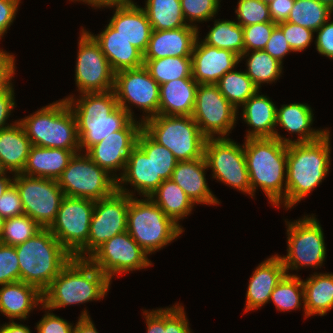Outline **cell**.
Returning a JSON list of instances; mask_svg holds the SVG:
<instances>
[{
	"label": "cell",
	"mask_w": 333,
	"mask_h": 333,
	"mask_svg": "<svg viewBox=\"0 0 333 333\" xmlns=\"http://www.w3.org/2000/svg\"><path fill=\"white\" fill-rule=\"evenodd\" d=\"M65 99L76 118L80 151H87L132 120L128 112L118 106L114 90L82 93L77 100L73 95Z\"/></svg>",
	"instance_id": "1"
},
{
	"label": "cell",
	"mask_w": 333,
	"mask_h": 333,
	"mask_svg": "<svg viewBox=\"0 0 333 333\" xmlns=\"http://www.w3.org/2000/svg\"><path fill=\"white\" fill-rule=\"evenodd\" d=\"M244 153L251 197L260 187L271 204L286 208L287 144L275 137L249 138L245 139Z\"/></svg>",
	"instance_id": "2"
},
{
	"label": "cell",
	"mask_w": 333,
	"mask_h": 333,
	"mask_svg": "<svg viewBox=\"0 0 333 333\" xmlns=\"http://www.w3.org/2000/svg\"><path fill=\"white\" fill-rule=\"evenodd\" d=\"M330 131L319 140L287 145L286 209L311 193L328 175Z\"/></svg>",
	"instance_id": "3"
},
{
	"label": "cell",
	"mask_w": 333,
	"mask_h": 333,
	"mask_svg": "<svg viewBox=\"0 0 333 333\" xmlns=\"http://www.w3.org/2000/svg\"><path fill=\"white\" fill-rule=\"evenodd\" d=\"M111 281L88 259L73 257L43 292V305L51 311L104 299Z\"/></svg>",
	"instance_id": "4"
},
{
	"label": "cell",
	"mask_w": 333,
	"mask_h": 333,
	"mask_svg": "<svg viewBox=\"0 0 333 333\" xmlns=\"http://www.w3.org/2000/svg\"><path fill=\"white\" fill-rule=\"evenodd\" d=\"M15 248L20 281L37 287L42 293L73 258L48 228H42Z\"/></svg>",
	"instance_id": "5"
},
{
	"label": "cell",
	"mask_w": 333,
	"mask_h": 333,
	"mask_svg": "<svg viewBox=\"0 0 333 333\" xmlns=\"http://www.w3.org/2000/svg\"><path fill=\"white\" fill-rule=\"evenodd\" d=\"M18 122L34 146L80 150L76 118L66 99L46 105Z\"/></svg>",
	"instance_id": "6"
},
{
	"label": "cell",
	"mask_w": 333,
	"mask_h": 333,
	"mask_svg": "<svg viewBox=\"0 0 333 333\" xmlns=\"http://www.w3.org/2000/svg\"><path fill=\"white\" fill-rule=\"evenodd\" d=\"M127 232L150 255L177 239L184 229L149 197L137 199L132 196L127 212Z\"/></svg>",
	"instance_id": "7"
},
{
	"label": "cell",
	"mask_w": 333,
	"mask_h": 333,
	"mask_svg": "<svg viewBox=\"0 0 333 333\" xmlns=\"http://www.w3.org/2000/svg\"><path fill=\"white\" fill-rule=\"evenodd\" d=\"M142 129L158 144L168 148L177 161L204 156L206 137L192 116L156 115L142 123Z\"/></svg>",
	"instance_id": "8"
},
{
	"label": "cell",
	"mask_w": 333,
	"mask_h": 333,
	"mask_svg": "<svg viewBox=\"0 0 333 333\" xmlns=\"http://www.w3.org/2000/svg\"><path fill=\"white\" fill-rule=\"evenodd\" d=\"M95 201L65 196L55 220L48 227L75 258L87 259V241Z\"/></svg>",
	"instance_id": "9"
},
{
	"label": "cell",
	"mask_w": 333,
	"mask_h": 333,
	"mask_svg": "<svg viewBox=\"0 0 333 333\" xmlns=\"http://www.w3.org/2000/svg\"><path fill=\"white\" fill-rule=\"evenodd\" d=\"M64 195L98 201L117 189V181L86 153H75L57 179Z\"/></svg>",
	"instance_id": "10"
},
{
	"label": "cell",
	"mask_w": 333,
	"mask_h": 333,
	"mask_svg": "<svg viewBox=\"0 0 333 333\" xmlns=\"http://www.w3.org/2000/svg\"><path fill=\"white\" fill-rule=\"evenodd\" d=\"M287 255L281 258L287 275L289 270H297L304 266L322 267L326 259V247L323 229L315 216H304L293 222L286 221Z\"/></svg>",
	"instance_id": "11"
},
{
	"label": "cell",
	"mask_w": 333,
	"mask_h": 333,
	"mask_svg": "<svg viewBox=\"0 0 333 333\" xmlns=\"http://www.w3.org/2000/svg\"><path fill=\"white\" fill-rule=\"evenodd\" d=\"M204 157L212 177L251 195L249 173L246 166L244 144L240 146L230 138H207Z\"/></svg>",
	"instance_id": "12"
},
{
	"label": "cell",
	"mask_w": 333,
	"mask_h": 333,
	"mask_svg": "<svg viewBox=\"0 0 333 333\" xmlns=\"http://www.w3.org/2000/svg\"><path fill=\"white\" fill-rule=\"evenodd\" d=\"M13 184L19 191L24 214L41 227L48 228L65 197L58 181L49 178L31 177L22 173L12 174Z\"/></svg>",
	"instance_id": "13"
},
{
	"label": "cell",
	"mask_w": 333,
	"mask_h": 333,
	"mask_svg": "<svg viewBox=\"0 0 333 333\" xmlns=\"http://www.w3.org/2000/svg\"><path fill=\"white\" fill-rule=\"evenodd\" d=\"M159 89L160 85L151 77L144 66L124 69L115 73L113 90L118 106L127 111L132 119H135L130 106L137 105L146 114L140 119L141 123L158 115Z\"/></svg>",
	"instance_id": "14"
},
{
	"label": "cell",
	"mask_w": 333,
	"mask_h": 333,
	"mask_svg": "<svg viewBox=\"0 0 333 333\" xmlns=\"http://www.w3.org/2000/svg\"><path fill=\"white\" fill-rule=\"evenodd\" d=\"M237 114L238 110L216 84L198 85L191 116L206 138H227L238 119Z\"/></svg>",
	"instance_id": "15"
},
{
	"label": "cell",
	"mask_w": 333,
	"mask_h": 333,
	"mask_svg": "<svg viewBox=\"0 0 333 333\" xmlns=\"http://www.w3.org/2000/svg\"><path fill=\"white\" fill-rule=\"evenodd\" d=\"M78 40L75 83L79 93L113 90L115 72L94 38L83 29Z\"/></svg>",
	"instance_id": "16"
},
{
	"label": "cell",
	"mask_w": 333,
	"mask_h": 333,
	"mask_svg": "<svg viewBox=\"0 0 333 333\" xmlns=\"http://www.w3.org/2000/svg\"><path fill=\"white\" fill-rule=\"evenodd\" d=\"M111 281L116 274L152 266L148 254L127 231L115 235L98 247L88 258Z\"/></svg>",
	"instance_id": "17"
},
{
	"label": "cell",
	"mask_w": 333,
	"mask_h": 333,
	"mask_svg": "<svg viewBox=\"0 0 333 333\" xmlns=\"http://www.w3.org/2000/svg\"><path fill=\"white\" fill-rule=\"evenodd\" d=\"M132 196L117 189L95 201L87 241V258L103 243L127 231V212Z\"/></svg>",
	"instance_id": "18"
},
{
	"label": "cell",
	"mask_w": 333,
	"mask_h": 333,
	"mask_svg": "<svg viewBox=\"0 0 333 333\" xmlns=\"http://www.w3.org/2000/svg\"><path fill=\"white\" fill-rule=\"evenodd\" d=\"M141 130V121L132 119L122 130L112 132L85 153L117 181L119 176L115 172H124L129 154L136 146Z\"/></svg>",
	"instance_id": "19"
},
{
	"label": "cell",
	"mask_w": 333,
	"mask_h": 333,
	"mask_svg": "<svg viewBox=\"0 0 333 333\" xmlns=\"http://www.w3.org/2000/svg\"><path fill=\"white\" fill-rule=\"evenodd\" d=\"M197 37L192 55V78L198 84H216L227 72L234 70L240 57L230 50L219 49L205 44Z\"/></svg>",
	"instance_id": "20"
},
{
	"label": "cell",
	"mask_w": 333,
	"mask_h": 333,
	"mask_svg": "<svg viewBox=\"0 0 333 333\" xmlns=\"http://www.w3.org/2000/svg\"><path fill=\"white\" fill-rule=\"evenodd\" d=\"M114 7H116L115 13L109 24L144 54L152 33V26L144 9L132 0L110 6Z\"/></svg>",
	"instance_id": "21"
},
{
	"label": "cell",
	"mask_w": 333,
	"mask_h": 333,
	"mask_svg": "<svg viewBox=\"0 0 333 333\" xmlns=\"http://www.w3.org/2000/svg\"><path fill=\"white\" fill-rule=\"evenodd\" d=\"M199 27L187 25L173 30H152L144 59L191 57Z\"/></svg>",
	"instance_id": "22"
},
{
	"label": "cell",
	"mask_w": 333,
	"mask_h": 333,
	"mask_svg": "<svg viewBox=\"0 0 333 333\" xmlns=\"http://www.w3.org/2000/svg\"><path fill=\"white\" fill-rule=\"evenodd\" d=\"M258 90L242 105V119L252 130L245 139L277 138L284 144H292L293 140L281 136L276 127V105L266 95H260Z\"/></svg>",
	"instance_id": "23"
},
{
	"label": "cell",
	"mask_w": 333,
	"mask_h": 333,
	"mask_svg": "<svg viewBox=\"0 0 333 333\" xmlns=\"http://www.w3.org/2000/svg\"><path fill=\"white\" fill-rule=\"evenodd\" d=\"M285 275V267L278 254L261 262L249 280L244 311L256 310L268 303L274 288Z\"/></svg>",
	"instance_id": "24"
},
{
	"label": "cell",
	"mask_w": 333,
	"mask_h": 333,
	"mask_svg": "<svg viewBox=\"0 0 333 333\" xmlns=\"http://www.w3.org/2000/svg\"><path fill=\"white\" fill-rule=\"evenodd\" d=\"M209 169L205 157L178 161L171 179L184 190L194 204L217 205L219 200L207 185L205 170Z\"/></svg>",
	"instance_id": "25"
},
{
	"label": "cell",
	"mask_w": 333,
	"mask_h": 333,
	"mask_svg": "<svg viewBox=\"0 0 333 333\" xmlns=\"http://www.w3.org/2000/svg\"><path fill=\"white\" fill-rule=\"evenodd\" d=\"M87 32L99 44L115 73L120 70L143 66L144 54L119 35L118 31L110 24L106 25L105 29L97 36L89 31Z\"/></svg>",
	"instance_id": "26"
},
{
	"label": "cell",
	"mask_w": 333,
	"mask_h": 333,
	"mask_svg": "<svg viewBox=\"0 0 333 333\" xmlns=\"http://www.w3.org/2000/svg\"><path fill=\"white\" fill-rule=\"evenodd\" d=\"M119 175L118 191L134 196L133 191L131 192L126 189V186H123L129 183L139 195H143V198L150 197L163 182V180H154L153 162L137 145L129 154L124 172Z\"/></svg>",
	"instance_id": "27"
},
{
	"label": "cell",
	"mask_w": 333,
	"mask_h": 333,
	"mask_svg": "<svg viewBox=\"0 0 333 333\" xmlns=\"http://www.w3.org/2000/svg\"><path fill=\"white\" fill-rule=\"evenodd\" d=\"M0 312L14 321L26 320L38 304H43V293L23 281L0 285Z\"/></svg>",
	"instance_id": "28"
},
{
	"label": "cell",
	"mask_w": 333,
	"mask_h": 333,
	"mask_svg": "<svg viewBox=\"0 0 333 333\" xmlns=\"http://www.w3.org/2000/svg\"><path fill=\"white\" fill-rule=\"evenodd\" d=\"M198 83L193 78H180L160 85L159 115L191 116Z\"/></svg>",
	"instance_id": "29"
},
{
	"label": "cell",
	"mask_w": 333,
	"mask_h": 333,
	"mask_svg": "<svg viewBox=\"0 0 333 333\" xmlns=\"http://www.w3.org/2000/svg\"><path fill=\"white\" fill-rule=\"evenodd\" d=\"M80 150L47 148L32 145L22 174L57 180L71 158Z\"/></svg>",
	"instance_id": "30"
},
{
	"label": "cell",
	"mask_w": 333,
	"mask_h": 333,
	"mask_svg": "<svg viewBox=\"0 0 333 333\" xmlns=\"http://www.w3.org/2000/svg\"><path fill=\"white\" fill-rule=\"evenodd\" d=\"M276 108V127L281 126L289 133H297L299 136L293 143H308L319 140L329 130H315L313 123V111L308 104L292 103Z\"/></svg>",
	"instance_id": "31"
},
{
	"label": "cell",
	"mask_w": 333,
	"mask_h": 333,
	"mask_svg": "<svg viewBox=\"0 0 333 333\" xmlns=\"http://www.w3.org/2000/svg\"><path fill=\"white\" fill-rule=\"evenodd\" d=\"M31 146V141L19 122L0 130V160L7 171L22 173Z\"/></svg>",
	"instance_id": "32"
},
{
	"label": "cell",
	"mask_w": 333,
	"mask_h": 333,
	"mask_svg": "<svg viewBox=\"0 0 333 333\" xmlns=\"http://www.w3.org/2000/svg\"><path fill=\"white\" fill-rule=\"evenodd\" d=\"M305 317L324 316L333 308V274L314 273L303 281Z\"/></svg>",
	"instance_id": "33"
},
{
	"label": "cell",
	"mask_w": 333,
	"mask_h": 333,
	"mask_svg": "<svg viewBox=\"0 0 333 333\" xmlns=\"http://www.w3.org/2000/svg\"><path fill=\"white\" fill-rule=\"evenodd\" d=\"M149 198L181 228L179 220L187 217L195 205L172 179L164 180Z\"/></svg>",
	"instance_id": "34"
},
{
	"label": "cell",
	"mask_w": 333,
	"mask_h": 333,
	"mask_svg": "<svg viewBox=\"0 0 333 333\" xmlns=\"http://www.w3.org/2000/svg\"><path fill=\"white\" fill-rule=\"evenodd\" d=\"M147 333H191L184 307L175 304L167 308L145 310Z\"/></svg>",
	"instance_id": "35"
},
{
	"label": "cell",
	"mask_w": 333,
	"mask_h": 333,
	"mask_svg": "<svg viewBox=\"0 0 333 333\" xmlns=\"http://www.w3.org/2000/svg\"><path fill=\"white\" fill-rule=\"evenodd\" d=\"M144 11L152 30H173L189 24L186 23L180 0H147Z\"/></svg>",
	"instance_id": "36"
},
{
	"label": "cell",
	"mask_w": 333,
	"mask_h": 333,
	"mask_svg": "<svg viewBox=\"0 0 333 333\" xmlns=\"http://www.w3.org/2000/svg\"><path fill=\"white\" fill-rule=\"evenodd\" d=\"M250 52V53H249ZM244 52L240 56V61L246 56V74L254 85L260 90L262 83H272L277 81L282 74V63L273 58L264 50H254ZM250 55V56H249Z\"/></svg>",
	"instance_id": "37"
},
{
	"label": "cell",
	"mask_w": 333,
	"mask_h": 333,
	"mask_svg": "<svg viewBox=\"0 0 333 333\" xmlns=\"http://www.w3.org/2000/svg\"><path fill=\"white\" fill-rule=\"evenodd\" d=\"M202 41L212 47L230 50L239 57L244 53L243 27L236 21L215 20Z\"/></svg>",
	"instance_id": "38"
},
{
	"label": "cell",
	"mask_w": 333,
	"mask_h": 333,
	"mask_svg": "<svg viewBox=\"0 0 333 333\" xmlns=\"http://www.w3.org/2000/svg\"><path fill=\"white\" fill-rule=\"evenodd\" d=\"M143 66L159 85L175 79L192 78L191 57L144 59Z\"/></svg>",
	"instance_id": "39"
},
{
	"label": "cell",
	"mask_w": 333,
	"mask_h": 333,
	"mask_svg": "<svg viewBox=\"0 0 333 333\" xmlns=\"http://www.w3.org/2000/svg\"><path fill=\"white\" fill-rule=\"evenodd\" d=\"M136 145L148 158H151L154 166V180L171 179L178 161L168 148L154 141L143 129L138 135Z\"/></svg>",
	"instance_id": "40"
},
{
	"label": "cell",
	"mask_w": 333,
	"mask_h": 333,
	"mask_svg": "<svg viewBox=\"0 0 333 333\" xmlns=\"http://www.w3.org/2000/svg\"><path fill=\"white\" fill-rule=\"evenodd\" d=\"M333 9L318 0H295L287 22L294 23L316 32L328 19Z\"/></svg>",
	"instance_id": "41"
},
{
	"label": "cell",
	"mask_w": 333,
	"mask_h": 333,
	"mask_svg": "<svg viewBox=\"0 0 333 333\" xmlns=\"http://www.w3.org/2000/svg\"><path fill=\"white\" fill-rule=\"evenodd\" d=\"M221 94L238 110L259 89L246 72L232 70L216 83Z\"/></svg>",
	"instance_id": "42"
},
{
	"label": "cell",
	"mask_w": 333,
	"mask_h": 333,
	"mask_svg": "<svg viewBox=\"0 0 333 333\" xmlns=\"http://www.w3.org/2000/svg\"><path fill=\"white\" fill-rule=\"evenodd\" d=\"M269 301L283 312L298 309L303 303L305 313L303 280L297 275L286 274L274 288Z\"/></svg>",
	"instance_id": "43"
},
{
	"label": "cell",
	"mask_w": 333,
	"mask_h": 333,
	"mask_svg": "<svg viewBox=\"0 0 333 333\" xmlns=\"http://www.w3.org/2000/svg\"><path fill=\"white\" fill-rule=\"evenodd\" d=\"M42 228L43 227L26 214L7 218L4 221L0 243L9 246H17L30 239Z\"/></svg>",
	"instance_id": "44"
},
{
	"label": "cell",
	"mask_w": 333,
	"mask_h": 333,
	"mask_svg": "<svg viewBox=\"0 0 333 333\" xmlns=\"http://www.w3.org/2000/svg\"><path fill=\"white\" fill-rule=\"evenodd\" d=\"M186 23L197 27L194 22L210 21L219 10L220 0H180Z\"/></svg>",
	"instance_id": "45"
},
{
	"label": "cell",
	"mask_w": 333,
	"mask_h": 333,
	"mask_svg": "<svg viewBox=\"0 0 333 333\" xmlns=\"http://www.w3.org/2000/svg\"><path fill=\"white\" fill-rule=\"evenodd\" d=\"M237 14V23L242 27L253 24L272 22L269 13V6L261 0H239Z\"/></svg>",
	"instance_id": "46"
},
{
	"label": "cell",
	"mask_w": 333,
	"mask_h": 333,
	"mask_svg": "<svg viewBox=\"0 0 333 333\" xmlns=\"http://www.w3.org/2000/svg\"><path fill=\"white\" fill-rule=\"evenodd\" d=\"M276 26L274 22L243 26L244 52L263 50Z\"/></svg>",
	"instance_id": "47"
},
{
	"label": "cell",
	"mask_w": 333,
	"mask_h": 333,
	"mask_svg": "<svg viewBox=\"0 0 333 333\" xmlns=\"http://www.w3.org/2000/svg\"><path fill=\"white\" fill-rule=\"evenodd\" d=\"M20 281V268L15 246L0 243V285Z\"/></svg>",
	"instance_id": "48"
},
{
	"label": "cell",
	"mask_w": 333,
	"mask_h": 333,
	"mask_svg": "<svg viewBox=\"0 0 333 333\" xmlns=\"http://www.w3.org/2000/svg\"><path fill=\"white\" fill-rule=\"evenodd\" d=\"M277 26L283 31L293 52H300L306 49L312 42L314 31L287 21L278 23Z\"/></svg>",
	"instance_id": "49"
},
{
	"label": "cell",
	"mask_w": 333,
	"mask_h": 333,
	"mask_svg": "<svg viewBox=\"0 0 333 333\" xmlns=\"http://www.w3.org/2000/svg\"><path fill=\"white\" fill-rule=\"evenodd\" d=\"M24 214L21 197L18 189L12 184L0 197V215L12 218Z\"/></svg>",
	"instance_id": "50"
},
{
	"label": "cell",
	"mask_w": 333,
	"mask_h": 333,
	"mask_svg": "<svg viewBox=\"0 0 333 333\" xmlns=\"http://www.w3.org/2000/svg\"><path fill=\"white\" fill-rule=\"evenodd\" d=\"M48 312L42 317L37 323V333H73V325L59 316L49 312V308H46L43 304L41 305Z\"/></svg>",
	"instance_id": "51"
},
{
	"label": "cell",
	"mask_w": 333,
	"mask_h": 333,
	"mask_svg": "<svg viewBox=\"0 0 333 333\" xmlns=\"http://www.w3.org/2000/svg\"><path fill=\"white\" fill-rule=\"evenodd\" d=\"M263 50L281 63H283L282 59L288 53L293 52L288 41L285 39L283 31L278 26L273 29L271 37Z\"/></svg>",
	"instance_id": "52"
},
{
	"label": "cell",
	"mask_w": 333,
	"mask_h": 333,
	"mask_svg": "<svg viewBox=\"0 0 333 333\" xmlns=\"http://www.w3.org/2000/svg\"><path fill=\"white\" fill-rule=\"evenodd\" d=\"M328 19L317 31L315 41L316 50L319 54L333 59V21Z\"/></svg>",
	"instance_id": "53"
},
{
	"label": "cell",
	"mask_w": 333,
	"mask_h": 333,
	"mask_svg": "<svg viewBox=\"0 0 333 333\" xmlns=\"http://www.w3.org/2000/svg\"><path fill=\"white\" fill-rule=\"evenodd\" d=\"M15 57L14 55L0 50V92L10 88L13 75L15 74Z\"/></svg>",
	"instance_id": "54"
},
{
	"label": "cell",
	"mask_w": 333,
	"mask_h": 333,
	"mask_svg": "<svg viewBox=\"0 0 333 333\" xmlns=\"http://www.w3.org/2000/svg\"><path fill=\"white\" fill-rule=\"evenodd\" d=\"M20 0H0V40L13 23Z\"/></svg>",
	"instance_id": "55"
},
{
	"label": "cell",
	"mask_w": 333,
	"mask_h": 333,
	"mask_svg": "<svg viewBox=\"0 0 333 333\" xmlns=\"http://www.w3.org/2000/svg\"><path fill=\"white\" fill-rule=\"evenodd\" d=\"M15 106L14 88L12 85L10 88L0 92V130L6 129L18 122L15 120L12 124L6 123Z\"/></svg>",
	"instance_id": "56"
},
{
	"label": "cell",
	"mask_w": 333,
	"mask_h": 333,
	"mask_svg": "<svg viewBox=\"0 0 333 333\" xmlns=\"http://www.w3.org/2000/svg\"><path fill=\"white\" fill-rule=\"evenodd\" d=\"M295 0H275L268 4L272 22L278 24L287 21Z\"/></svg>",
	"instance_id": "57"
},
{
	"label": "cell",
	"mask_w": 333,
	"mask_h": 333,
	"mask_svg": "<svg viewBox=\"0 0 333 333\" xmlns=\"http://www.w3.org/2000/svg\"><path fill=\"white\" fill-rule=\"evenodd\" d=\"M87 312V310L82 311L73 333H99Z\"/></svg>",
	"instance_id": "58"
},
{
	"label": "cell",
	"mask_w": 333,
	"mask_h": 333,
	"mask_svg": "<svg viewBox=\"0 0 333 333\" xmlns=\"http://www.w3.org/2000/svg\"><path fill=\"white\" fill-rule=\"evenodd\" d=\"M0 333H31L28 326L11 321L0 326Z\"/></svg>",
	"instance_id": "59"
},
{
	"label": "cell",
	"mask_w": 333,
	"mask_h": 333,
	"mask_svg": "<svg viewBox=\"0 0 333 333\" xmlns=\"http://www.w3.org/2000/svg\"><path fill=\"white\" fill-rule=\"evenodd\" d=\"M74 1V0H71ZM75 1H82L85 4L87 3L89 6H93L96 8H101V7H105L108 8L110 6H115L117 4H121L123 2H125L126 0H75Z\"/></svg>",
	"instance_id": "60"
},
{
	"label": "cell",
	"mask_w": 333,
	"mask_h": 333,
	"mask_svg": "<svg viewBox=\"0 0 333 333\" xmlns=\"http://www.w3.org/2000/svg\"><path fill=\"white\" fill-rule=\"evenodd\" d=\"M14 178L7 177L6 174L0 176V197L13 184Z\"/></svg>",
	"instance_id": "61"
},
{
	"label": "cell",
	"mask_w": 333,
	"mask_h": 333,
	"mask_svg": "<svg viewBox=\"0 0 333 333\" xmlns=\"http://www.w3.org/2000/svg\"><path fill=\"white\" fill-rule=\"evenodd\" d=\"M326 5H328L331 9H333V0H318Z\"/></svg>",
	"instance_id": "62"
},
{
	"label": "cell",
	"mask_w": 333,
	"mask_h": 333,
	"mask_svg": "<svg viewBox=\"0 0 333 333\" xmlns=\"http://www.w3.org/2000/svg\"><path fill=\"white\" fill-rule=\"evenodd\" d=\"M6 172L8 173V171L4 168V166L0 160V176L7 174Z\"/></svg>",
	"instance_id": "63"
},
{
	"label": "cell",
	"mask_w": 333,
	"mask_h": 333,
	"mask_svg": "<svg viewBox=\"0 0 333 333\" xmlns=\"http://www.w3.org/2000/svg\"><path fill=\"white\" fill-rule=\"evenodd\" d=\"M4 221H5V219L0 215V237L3 232Z\"/></svg>",
	"instance_id": "64"
},
{
	"label": "cell",
	"mask_w": 333,
	"mask_h": 333,
	"mask_svg": "<svg viewBox=\"0 0 333 333\" xmlns=\"http://www.w3.org/2000/svg\"><path fill=\"white\" fill-rule=\"evenodd\" d=\"M261 1H263L265 4H269V3H271L272 1H275V0H261Z\"/></svg>",
	"instance_id": "65"
}]
</instances>
